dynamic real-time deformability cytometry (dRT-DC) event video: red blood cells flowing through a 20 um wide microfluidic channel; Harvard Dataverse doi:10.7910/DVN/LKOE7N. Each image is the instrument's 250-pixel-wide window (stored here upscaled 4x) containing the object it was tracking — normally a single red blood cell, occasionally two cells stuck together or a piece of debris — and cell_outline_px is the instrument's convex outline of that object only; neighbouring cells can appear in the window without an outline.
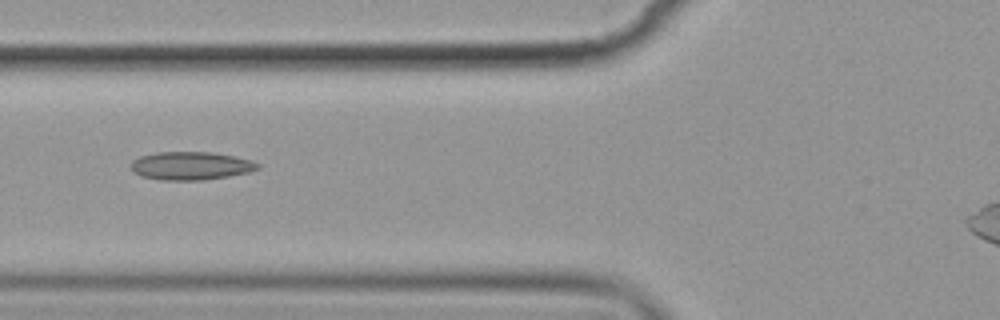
{"species": "common noctule bat (a hibernating species)", "species_latin": "Nyctalus noctula", "temperature_condition": "cold", "stored_images_in_passage": 9, "camera_frame_rate_fps": 3000, "um_per_image_px": 0.085, "animal": {"sex": "female", "body_mass_g": 19.9}, "frame": {"image": 1, "passage_image": 6, "time_ms": 6.0, "image_size_px": [1000, 320], "cell_outline_px": [[260, 168], [248, 172], [228, 176], [204, 180], [160, 180], [140, 176], [132, 172], [132, 160], [140, 156], [156, 152], [212, 152], [252, 160], [260, 164]], "centroid_in_image_um": [16.2, 14.09], "position_along_channel_um": 109.6, "area_um2": 20.87}}
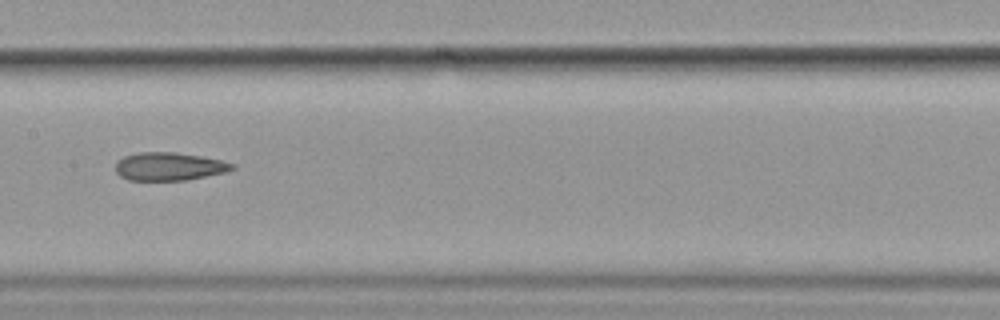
{"frame": {"image": 2, "passage_image": 8, "time_ms": 8.333, "image_size_px": [1000, 320], "cell_outline_px": [[236, 168], [224, 172], [184, 180], [128, 180], [120, 176], [116, 172], [116, 160], [124, 156], [136, 152], [176, 152], [200, 156], [220, 160], [236, 164]], "centroid_in_image_um": [14.34, 14.14], "position_along_channel_um": 193.1, "area_um2": 19.07}}
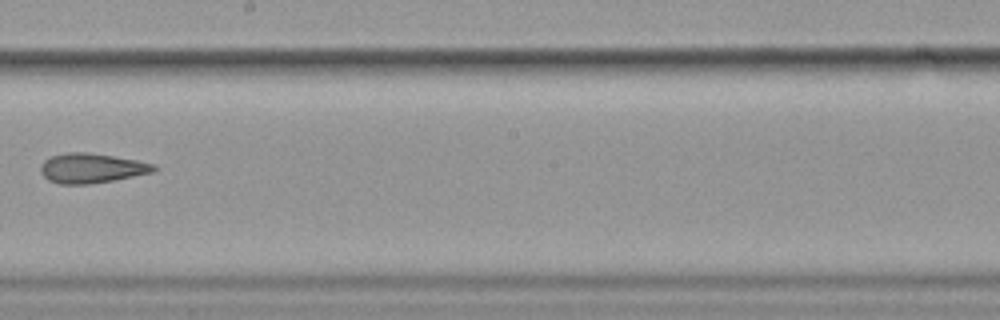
{"frame": {"image": 3, "passage_image": 9, "time_ms": 9.667, "image_size_px": [1000, 320], "cell_outline_px": [[156, 168], [152, 172], [112, 180], [88, 184], [60, 184], [48, 180], [40, 172], [40, 168], [44, 160], [52, 156], [68, 152], [88, 152], [136, 160], [156, 164]], "centroid_in_image_um": [7.75, 14.29], "position_along_channel_um": 240.5, "area_um2": 19.36}}